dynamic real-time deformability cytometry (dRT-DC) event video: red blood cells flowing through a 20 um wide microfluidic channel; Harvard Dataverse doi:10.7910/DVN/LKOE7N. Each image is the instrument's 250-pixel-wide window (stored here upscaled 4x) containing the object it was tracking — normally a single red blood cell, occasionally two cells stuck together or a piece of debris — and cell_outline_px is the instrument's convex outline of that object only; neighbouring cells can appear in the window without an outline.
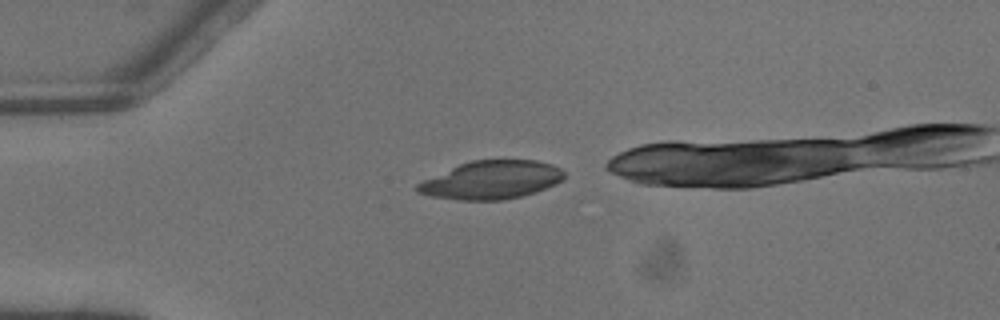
{"species": "common noctule bat (a hibernating species)", "species_latin": "Nyctalus noctula", "temperature_condition": "warm", "stored_images_in_passage": 1, "camera_frame_rate_fps": 3000, "um_per_image_px": 0.085, "animal": {"sex": "male", "body_mass_g": 13.3}, "frame": {"image": 1, "passage_image": 1, "time_ms": 0.0, "image_size_px": [1000, 320], "cell_outline_px": [[564, 180], [556, 184], [536, 192], [524, 196], [504, 200], [456, 200], [432, 196], [416, 192], [416, 184], [424, 180], [460, 164], [472, 160], [536, 160], [552, 164], [560, 168], [564, 172]], "centroid_in_image_um": [41.81, 15.31], "position_along_channel_um": 43.2, "area_um2": 32.71}}